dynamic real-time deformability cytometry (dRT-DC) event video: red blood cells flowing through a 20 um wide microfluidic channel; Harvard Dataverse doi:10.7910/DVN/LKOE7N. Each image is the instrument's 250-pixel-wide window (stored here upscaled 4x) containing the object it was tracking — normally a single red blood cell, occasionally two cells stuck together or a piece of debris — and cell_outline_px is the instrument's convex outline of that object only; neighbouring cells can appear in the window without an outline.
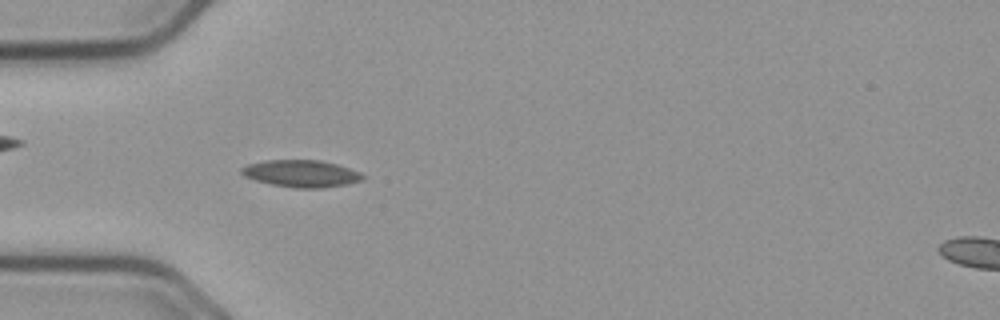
{"species": "common noctule bat (a hibernating species)", "species_latin": "Nyctalus noctula", "temperature_condition": "cold", "stored_images_in_passage": 55, "camera_frame_rate_fps": 3000, "um_per_image_px": 0.085, "animal": {"sex": "male", "body_mass_g": 23.1, "forearm_length_mm": 52.7}, "frame": {"image": 1, "passage_image": 17, "time_ms": 5.333, "image_size_px": [1000, 320], "cell_outline_px": [[364, 180], [348, 184], [324, 188], [296, 188], [272, 184], [256, 180], [244, 176], [240, 172], [240, 168], [248, 164], [264, 160], [320, 160], [336, 164], [360, 172], [364, 176]], "centroid_in_image_um": [25.61, 14.75], "position_along_channel_um": 59.4, "area_um2": 19.13}}
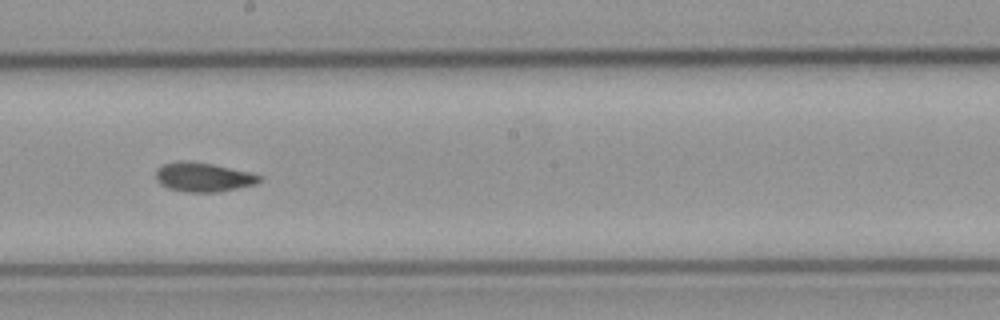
{"frame": {"image": 2, "passage_image": 31, "time_ms": 10.0, "image_size_px": [1000, 320], "cell_outline_px": [[264, 176], [256, 184], [220, 192], [184, 192], [168, 188], [160, 184], [156, 180], [156, 168], [164, 164], [184, 160], [212, 164], [252, 172]], "centroid_in_image_um": [17.3, 15.06], "position_along_channel_um": 230.9, "area_um2": 17.8}}
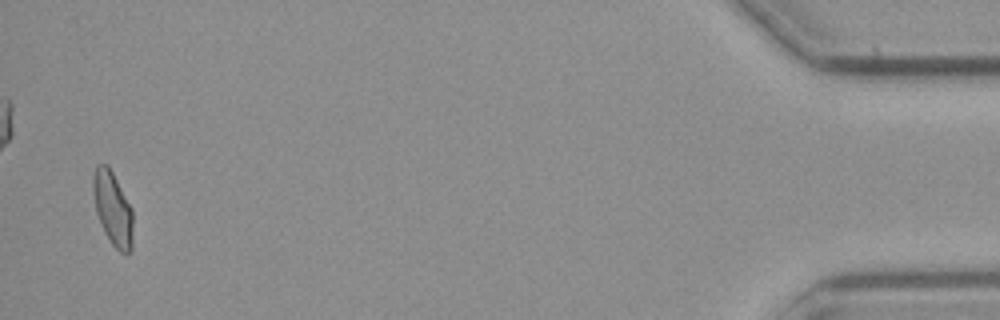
{"frame": {"image": 3, "passage_image": 54, "time_ms": 17.667, "image_size_px": [1000, 320], "cell_outline_px": [[132, 248], [128, 252], [120, 252], [112, 244], [104, 232], [96, 212], [92, 192], [92, 176], [96, 164], [108, 164], [132, 208]], "centroid_in_image_um": [9.56, 17.68], "position_along_channel_um": 425.6, "area_um2": 17.17}, "authors_computed_cell_mechanics": {"area_um2": 17.3978, "velocity_mm_per_s": 3.7376, "shape_relaxation_time_tau1_ms": null, "shape_relaxation_time_tau2_ms": 5.5444, "deformation_change_tau1": null, "deformation_change_tau2": 0.0757}}